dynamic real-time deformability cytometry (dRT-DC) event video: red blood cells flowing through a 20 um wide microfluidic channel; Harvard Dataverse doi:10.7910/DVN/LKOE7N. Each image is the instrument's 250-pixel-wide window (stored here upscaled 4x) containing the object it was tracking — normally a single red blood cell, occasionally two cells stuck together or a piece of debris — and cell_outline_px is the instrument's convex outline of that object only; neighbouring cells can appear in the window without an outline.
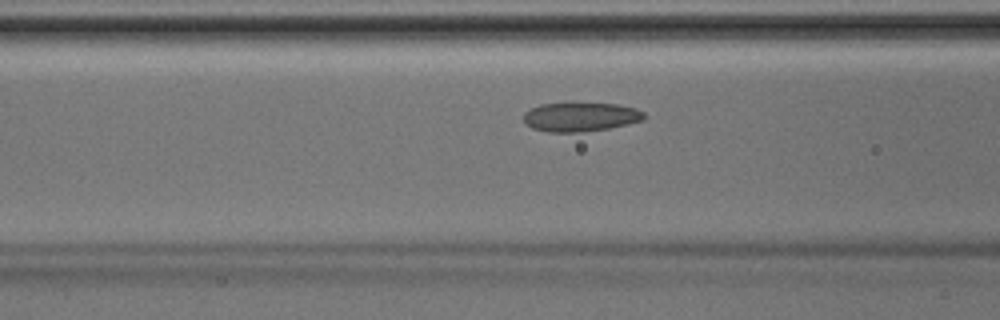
{"species": "Egyptian fruit bat (a non-hibernating species)", "species_latin": "Rousettus aegyptiacus", "temperature_condition": "room temperature", "stored_images_in_passage": 26, "camera_frame_rate_fps": 3000, "um_per_image_px": 0.085, "animal": {"sex": "male"}, "frame": {"image": 1, "passage_image": 5, "time_ms": 1.333, "image_size_px": [1000, 320], "cell_outline_px": [[644, 120], [628, 124], [608, 128], [580, 132], [548, 132], [532, 128], [524, 124], [524, 112], [540, 104], [572, 100], [620, 104], [636, 108], [644, 112]], "centroid_in_image_um": [49.32, 9.88], "position_along_channel_um": 117.3, "area_um2": 21.39}}
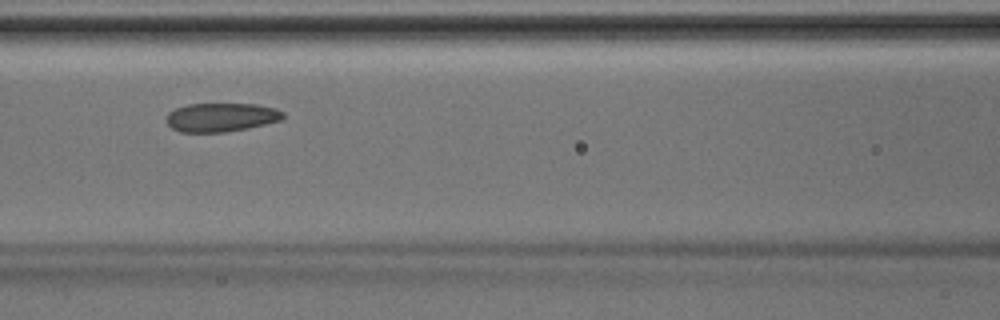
{"frame": {"image": 2, "passage_image": 7, "time_ms": 2.0, "image_size_px": [1000, 320], "cell_outline_px": [[284, 116], [280, 120], [248, 128], [224, 132], [180, 132], [172, 128], [164, 120], [168, 112], [176, 108], [188, 104], [256, 104], [276, 108], [284, 112]], "centroid_in_image_um": [18.77, 9.97], "position_along_channel_um": 147.8, "area_um2": 19.59}}
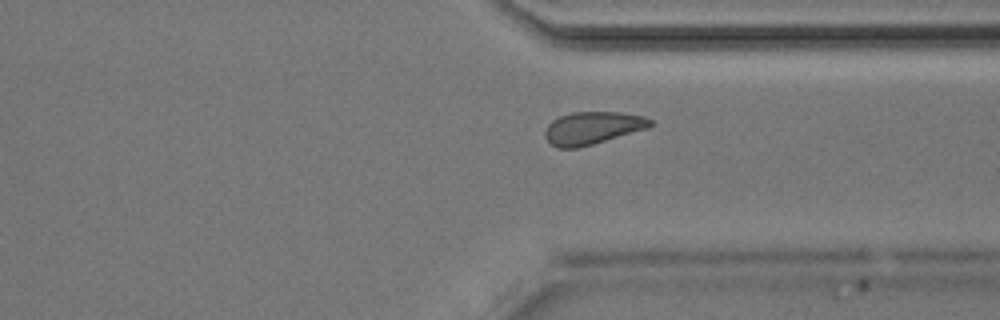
{"frame": {"image": 3, "passage_image": 21, "time_ms": 6.667, "image_size_px": [1000, 320], "cell_outline_px": [[656, 124], [648, 128], [580, 148], [556, 148], [544, 136], [544, 132], [548, 124], [552, 120], [560, 116], [572, 112], [620, 112], [644, 116], [652, 120]], "centroid_in_image_um": [50.38, 10.88], "position_along_channel_um": 361.0, "area_um2": 20.17}}